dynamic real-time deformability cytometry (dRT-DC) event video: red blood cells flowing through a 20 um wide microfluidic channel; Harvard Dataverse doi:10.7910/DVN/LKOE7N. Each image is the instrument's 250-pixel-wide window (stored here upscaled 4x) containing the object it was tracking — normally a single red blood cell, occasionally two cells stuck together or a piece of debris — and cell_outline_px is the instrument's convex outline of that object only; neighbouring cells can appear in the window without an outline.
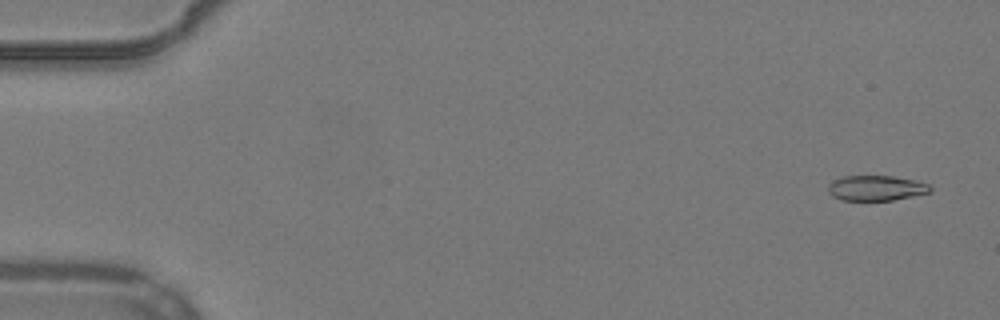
{"species": "common noctule bat (a hibernating species)", "species_latin": "Nyctalus noctula", "temperature_condition": "warm", "stored_images_in_passage": 54, "camera_frame_rate_fps": 3000, "um_per_image_px": 0.085, "animal": {"sex": "male", "body_mass_g": 19.2, "forearm_length_mm": 51.8}, "frame": {"image": 1, "passage_image": 3, "time_ms": 0.667, "image_size_px": [1000, 320], "cell_outline_px": [[932, 192], [892, 200], [840, 200], [832, 196], [828, 192], [828, 184], [832, 180], [844, 176], [892, 176], [916, 180], [928, 184], [932, 188]], "centroid_in_image_um": [74.46, 15.98], "position_along_channel_um": 10.5, "area_um2": 15.09}}
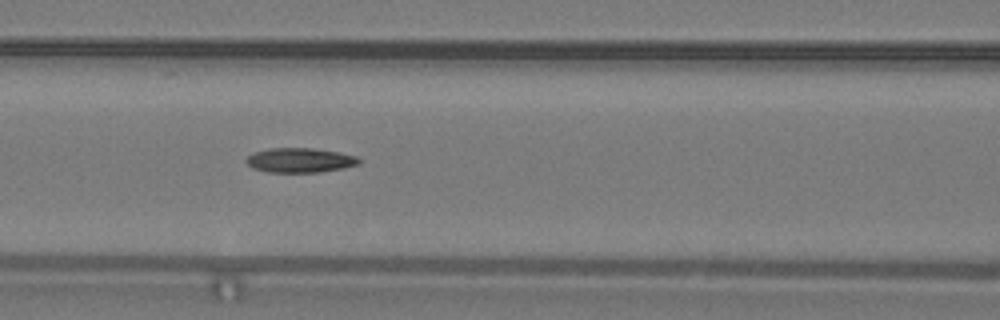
{"frame": {"image": 2, "passage_image": 24, "time_ms": 7.667, "image_size_px": [1000, 320], "cell_outline_px": [[360, 164], [344, 168], [320, 172], [268, 172], [252, 168], [244, 160], [252, 152], [268, 148], [312, 148], [340, 152], [356, 156], [360, 160]], "centroid_in_image_um": [25.48, 13.61], "position_along_channel_um": 141.1, "area_um2": 16.3}}
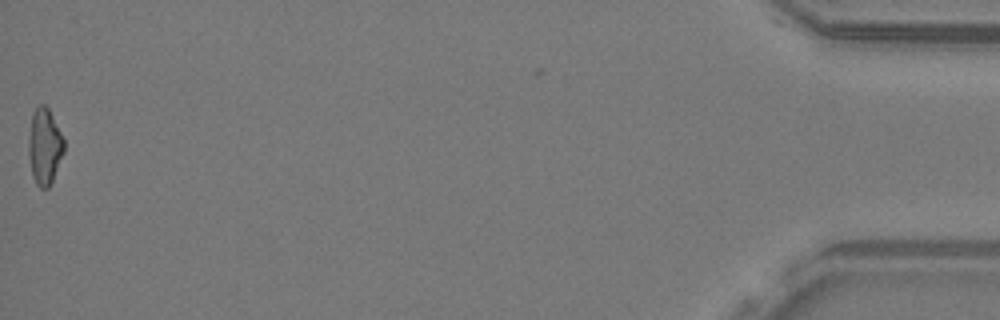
{"frame": {"image": 3, "passage_image": 54, "time_ms": 17.667, "image_size_px": [1000, 320], "cell_outline_px": [[64, 152], [52, 180], [48, 188], [40, 188], [36, 184], [32, 176], [28, 156], [28, 140], [32, 112], [40, 104], [44, 104], [48, 108], [64, 140]], "centroid_in_image_um": [3.76, 12.45], "position_along_channel_um": 431.4, "area_um2": 15.66}, "authors_computed_cell_mechanics": {"area_um2": 15.9528, "velocity_mm_per_s": 3.9092, "shape_relaxation_time_tau1_ms": null, "shape_relaxation_time_tau2_ms": 8.4501, "deformation_change_tau1": null, "deformation_change_tau2": 0.1899}}